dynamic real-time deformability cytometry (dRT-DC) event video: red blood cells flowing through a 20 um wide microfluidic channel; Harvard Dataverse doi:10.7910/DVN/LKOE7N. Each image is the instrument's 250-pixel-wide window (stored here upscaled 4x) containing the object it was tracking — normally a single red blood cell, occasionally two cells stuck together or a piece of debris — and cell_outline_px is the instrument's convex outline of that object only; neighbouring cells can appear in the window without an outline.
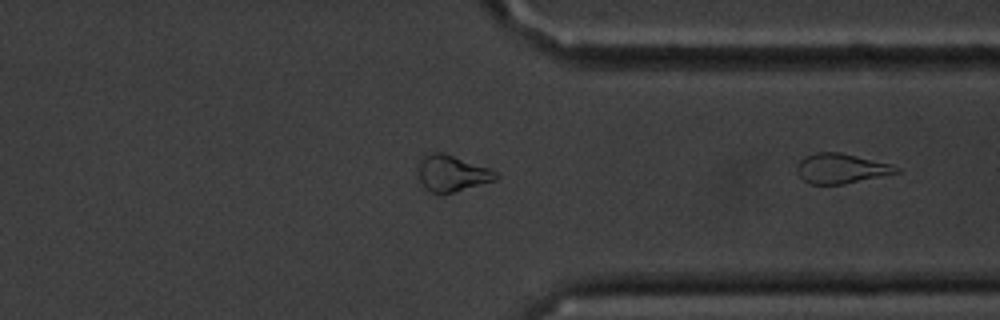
{"species": "common noctule bat (a hibernating species)", "species_latin": "Nyctalus noctula", "temperature_condition": "cold", "stored_images_in_passage": 41, "segment_of_instrument_passage": [2, 2], "camera_frame_rate_fps": 3000, "um_per_image_px": 0.085, "animal": {"sex": "male", "body_mass_g": 20.1, "forearm_length_mm": 53.5}, "frame": {"image": 1, "passage_image": 41, "time_ms": 13.333, "image_size_px": [1000, 320], "cell_outline_px": [[904, 172], [844, 184], [808, 184], [796, 172], [796, 168], [800, 160], [816, 152], [840, 152], [888, 164], [900, 168]], "centroid_in_image_um": [71.51, 14.34], "position_along_channel_um": 339.9, "area_um2": 17.22}}